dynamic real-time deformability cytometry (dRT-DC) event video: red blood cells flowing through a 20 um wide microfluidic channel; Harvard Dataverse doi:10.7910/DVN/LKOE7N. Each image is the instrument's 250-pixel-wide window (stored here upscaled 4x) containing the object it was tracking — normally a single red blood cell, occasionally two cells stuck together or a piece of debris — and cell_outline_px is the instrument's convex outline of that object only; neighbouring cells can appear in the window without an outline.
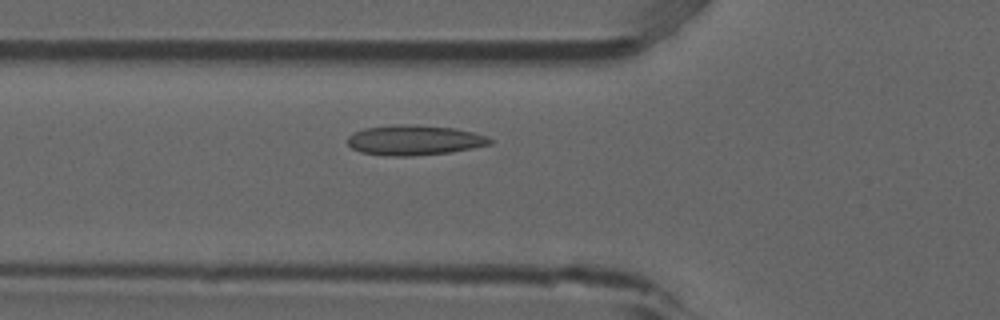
{"species": "common noctule bat (a hibernating species)", "species_latin": "Nyctalus noctula", "temperature_condition": "room temperature", "stored_images_in_passage": 51, "camera_frame_rate_fps": 3000, "um_per_image_px": 0.085, "animal": {"sex": "male", "forearm_length_mm": 52.5}, "frame": {"image": 1, "passage_image": 16, "time_ms": 5.0, "image_size_px": [1000, 320], "cell_outline_px": [[492, 144], [472, 148], [448, 152], [412, 156], [392, 156], [360, 152], [352, 148], [348, 144], [348, 136], [364, 128], [392, 124], [416, 124], [452, 128], [472, 132], [488, 136], [492, 140]], "centroid_in_image_um": [35.21, 11.9], "position_along_channel_um": 90.6, "area_um2": 24.91}}
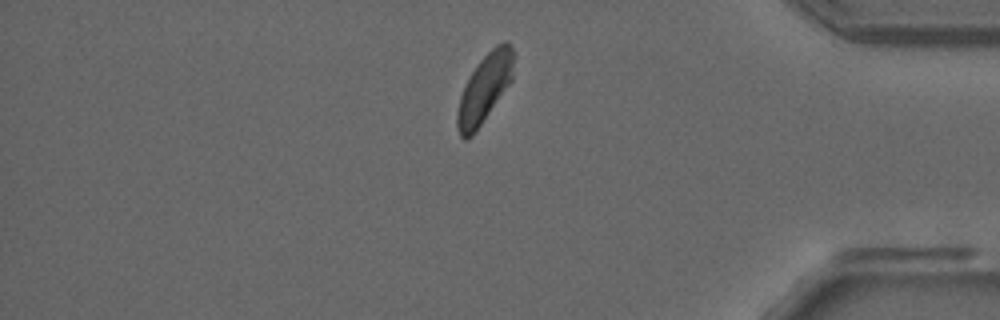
{"frame": {"image": 2, "passage_image": 42, "time_ms": 13.667, "image_size_px": [1000, 320], "cell_outline_px": [[516, 56], [512, 80], [472, 136], [464, 140], [460, 136], [456, 128], [456, 116], [460, 96], [476, 64], [496, 44], [508, 44], [512, 48]], "centroid_in_image_um": [41.19, 7.52], "position_along_channel_um": 394.0, "area_um2": 22.2}}
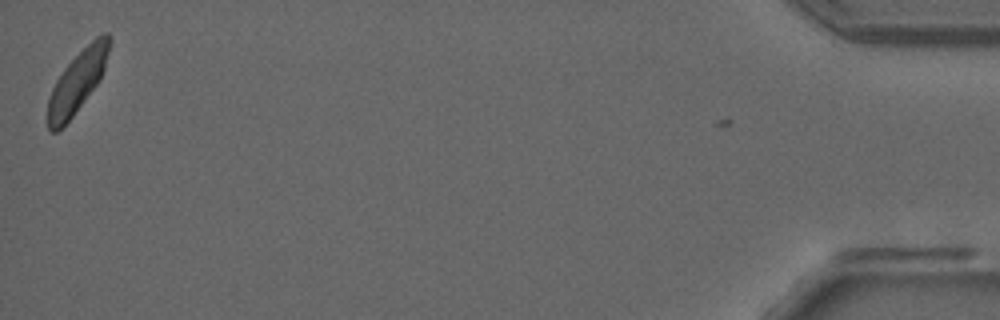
{"frame": {"image": 3, "passage_image": 50, "time_ms": 16.333, "image_size_px": [1000, 320], "cell_outline_px": [[112, 40], [104, 68], [100, 80], [72, 116], [56, 132], [52, 132], [48, 128], [48, 100], [52, 88], [56, 80], [64, 68], [96, 36], [104, 32], [108, 32], [112, 36]], "centroid_in_image_um": [6.6, 6.89], "position_along_channel_um": 428.6, "area_um2": 21.68}, "authors_computed_cell_mechanics": {"area_um2": 23.6402, "velocity_mm_per_s": 3.8364, "shape_relaxation_time_tau1_ms": 7.4581, "shape_relaxation_time_tau2_ms": 1.6332, "deformation_change_tau1": 0.1349, "deformation_change_tau2": 0.0693}}